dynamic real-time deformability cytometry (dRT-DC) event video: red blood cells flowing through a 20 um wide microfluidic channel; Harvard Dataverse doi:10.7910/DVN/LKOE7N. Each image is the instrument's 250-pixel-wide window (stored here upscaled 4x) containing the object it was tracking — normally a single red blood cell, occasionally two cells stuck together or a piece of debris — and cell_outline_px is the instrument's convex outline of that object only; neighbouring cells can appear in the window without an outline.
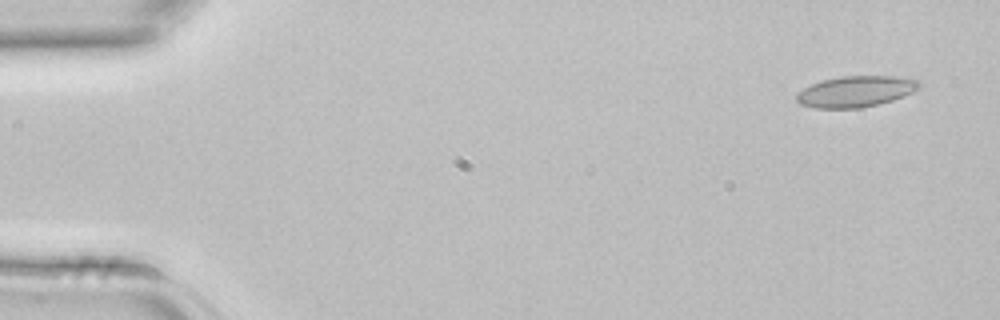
{"species": "common noctule bat (a hibernating species)", "species_latin": "Nyctalus noctula", "temperature_condition": "room temperature", "stored_images_in_passage": 3, "camera_frame_rate_fps": 3000, "um_per_image_px": 0.085, "animal": {"sex": "female", "body_mass_g": 22.7, "forearm_length_mm": 54.2}, "frame": {"image": 1, "passage_image": 1, "time_ms": 0.0, "image_size_px": [1000, 320], "cell_outline_px": [[920, 88], [904, 96], [892, 100], [860, 108], [816, 108], [800, 104], [796, 100], [796, 96], [804, 88], [812, 84], [824, 80], [840, 76], [900, 76], [916, 80], [920, 84]], "centroid_in_image_um": [72.75, 7.77], "position_along_channel_um": 12.3, "area_um2": 21.96}}